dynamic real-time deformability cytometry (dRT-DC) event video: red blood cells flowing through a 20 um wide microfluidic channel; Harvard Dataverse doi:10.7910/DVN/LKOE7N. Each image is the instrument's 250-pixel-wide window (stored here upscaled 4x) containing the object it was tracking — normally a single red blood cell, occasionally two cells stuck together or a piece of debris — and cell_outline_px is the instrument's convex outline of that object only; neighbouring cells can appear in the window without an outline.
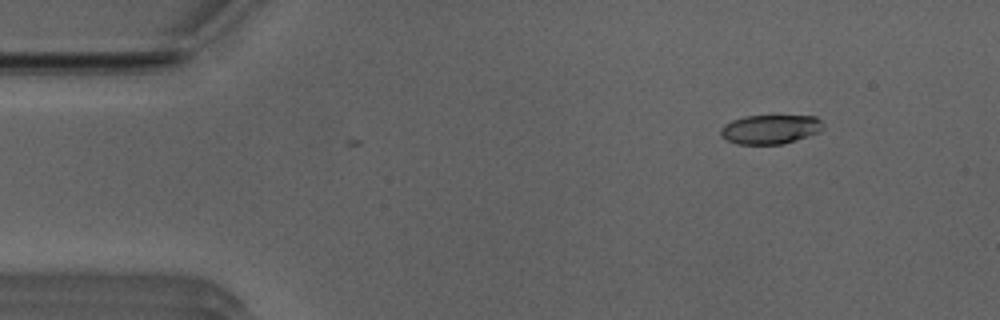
{"species": "Egyptian fruit bat (a non-hibernating species)", "species_latin": "Rousettus aegyptiacus", "temperature_condition": "room temperature", "stored_images_in_passage": 9, "camera_frame_rate_fps": 3000, "um_per_image_px": 0.085, "animal": {"sex": "male"}, "frame": {"image": 1, "passage_image": 1, "time_ms": 0.0, "image_size_px": [1000, 320], "cell_outline_px": [[824, 128], [820, 132], [796, 140], [780, 144], [736, 144], [720, 136], [720, 128], [724, 124], [732, 120], [744, 116], [816, 116], [820, 120]], "centroid_in_image_um": [65.45, 10.99], "position_along_channel_um": 19.5, "area_um2": 17.46}}